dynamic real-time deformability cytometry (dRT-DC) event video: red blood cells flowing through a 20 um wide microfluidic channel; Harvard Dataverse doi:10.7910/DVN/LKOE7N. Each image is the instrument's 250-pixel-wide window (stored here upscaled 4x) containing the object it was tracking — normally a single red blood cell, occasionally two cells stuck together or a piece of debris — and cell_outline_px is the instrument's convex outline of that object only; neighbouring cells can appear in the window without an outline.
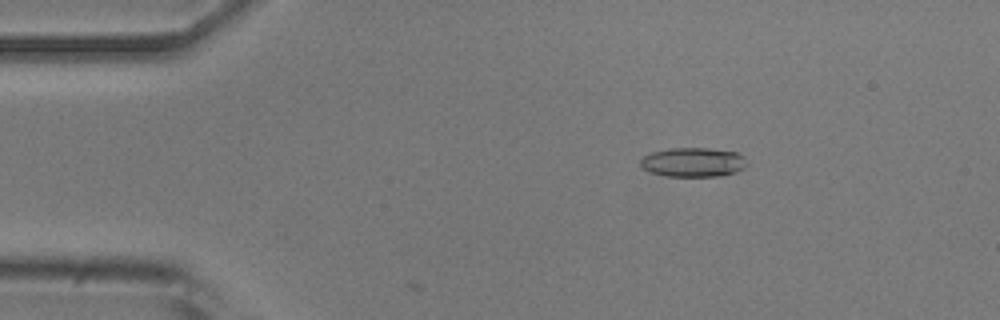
{"species": "common noctule bat (a hibernating species)", "species_latin": "Nyctalus noctula", "temperature_condition": "room temperature", "stored_images_in_passage": 10, "camera_frame_rate_fps": 3000, "um_per_image_px": 0.085, "animal": {"sex": "male", "body_mass_g": 20.5, "forearm_length_mm": 52.5}, "frame": {"image": 1, "passage_image": 8, "time_ms": 2.333, "image_size_px": [1000, 320], "cell_outline_px": [[748, 164], [744, 168], [736, 172], [720, 176], [664, 176], [648, 172], [640, 164], [640, 160], [644, 156], [652, 152], [668, 148], [708, 148], [736, 152], [744, 156]], "centroid_in_image_um": [58.92, 13.79], "position_along_channel_um": 26.1, "area_um2": 18.32}}